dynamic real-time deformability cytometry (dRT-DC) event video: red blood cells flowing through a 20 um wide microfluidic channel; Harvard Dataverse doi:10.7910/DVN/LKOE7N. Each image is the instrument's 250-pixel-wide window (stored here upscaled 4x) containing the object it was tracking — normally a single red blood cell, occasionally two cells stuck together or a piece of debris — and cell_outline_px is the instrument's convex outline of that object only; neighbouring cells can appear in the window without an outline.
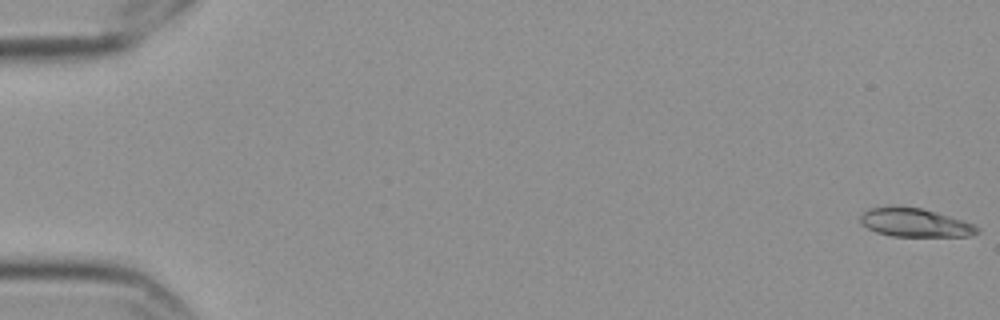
{"species": "Egyptian fruit bat (a non-hibernating species)", "species_latin": "Rousettus aegyptiacus", "temperature_condition": "cold", "stored_images_in_passage": 6, "camera_frame_rate_fps": 3000, "um_per_image_px": 0.085, "frame": {"image": 1, "passage_image": 1, "time_ms": 0.0, "image_size_px": [1000, 320], "cell_outline_px": [[980, 232], [972, 236], [892, 236], [876, 232], [860, 224], [860, 216], [868, 208], [892, 204], [896, 204], [920, 208], [936, 212], [972, 224], [980, 228]], "centroid_in_image_um": [77.7, 18.9], "position_along_channel_um": 7.3, "area_um2": 19.71}}
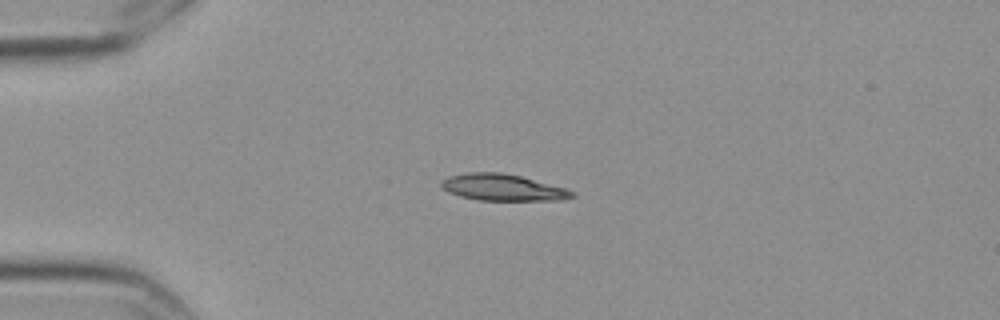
{"frame": {"image": 2, "passage_image": 5, "time_ms": 1.333, "image_size_px": [1000, 320], "cell_outline_px": [[576, 196], [564, 200], [476, 200], [460, 196], [448, 192], [440, 184], [440, 180], [448, 176], [468, 172], [500, 172], [520, 176], [564, 188], [576, 192]], "centroid_in_image_um": [42.71, 15.93], "position_along_channel_um": 42.3, "area_um2": 20.23}}